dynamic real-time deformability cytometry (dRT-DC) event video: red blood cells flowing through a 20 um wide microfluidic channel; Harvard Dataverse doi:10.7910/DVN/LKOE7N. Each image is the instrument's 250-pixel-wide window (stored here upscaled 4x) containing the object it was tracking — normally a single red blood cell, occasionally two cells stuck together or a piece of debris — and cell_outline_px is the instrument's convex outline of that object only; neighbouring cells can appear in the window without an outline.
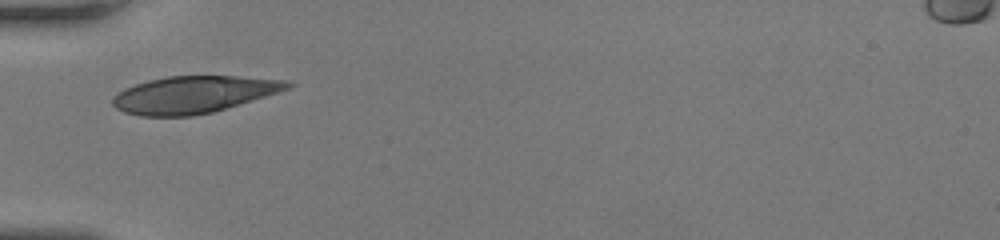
{"species": "human", "species_latin": "Homo sapiens", "temperature_condition": "room temperature", "stored_images_in_passage": 25, "camera_frame_rate_fps": 3000, "um_per_image_px": 0.085, "donor": {"sex": "female"}, "frame": {"image": 1, "passage_image": 1, "time_ms": 0.0, "image_size_px": [1000, 240], "cell_outline_px": [[296, 84], [288, 88], [252, 100], [212, 112], [192, 116], [140, 116], [124, 112], [116, 108], [112, 104], [112, 100], [124, 88], [148, 80], [168, 76], [236, 76], [292, 80]], "centroid_in_image_um": [16.47, 8.03], "position_along_channel_um": 68.5, "area_um2": 37.45}}
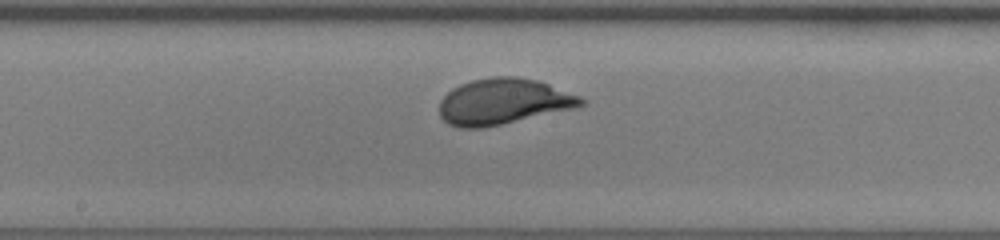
{"frame": {"image": 2, "passage_image": 11, "time_ms": 3.333, "image_size_px": [1000, 240], "cell_outline_px": [[588, 104], [576, 108], [500, 124], [480, 128], [460, 128], [448, 124], [440, 116], [440, 100], [452, 88], [460, 84], [472, 80], [496, 76], [516, 76], [536, 80], [548, 84], [580, 96], [588, 100]], "centroid_in_image_um": [42.8, 8.63], "position_along_channel_um": 205.4, "area_um2": 37.86}}
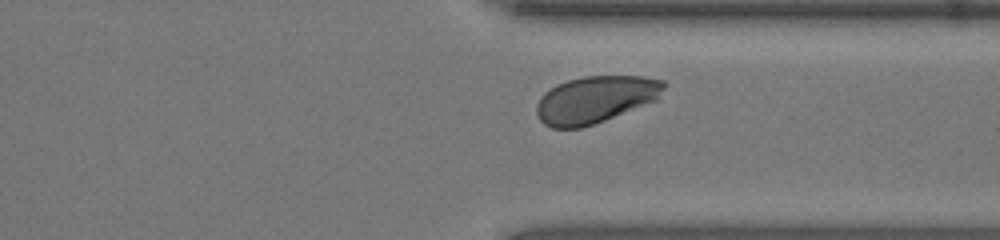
{"frame": {"image": 3, "passage_image": 22, "time_ms": 7.0, "image_size_px": [1000, 240], "cell_outline_px": [[668, 84], [656, 100], [604, 120], [580, 128], [552, 128], [544, 124], [540, 120], [536, 112], [536, 104], [540, 96], [544, 92], [568, 80], [584, 76], [644, 76], [664, 80]], "centroid_in_image_um": [50.61, 8.44], "position_along_channel_um": 360.8, "area_um2": 34.74}, "authors_computed_cell_mechanics": {"area_um2": 36.992, "velocity_mm_per_s": 4.2012, "shape_relaxation_time_tau1_ms": 3.6392, "shape_relaxation_time_tau2_ms": null, "deformation_change_tau1": 0.1838, "deformation_change_tau2": null}}